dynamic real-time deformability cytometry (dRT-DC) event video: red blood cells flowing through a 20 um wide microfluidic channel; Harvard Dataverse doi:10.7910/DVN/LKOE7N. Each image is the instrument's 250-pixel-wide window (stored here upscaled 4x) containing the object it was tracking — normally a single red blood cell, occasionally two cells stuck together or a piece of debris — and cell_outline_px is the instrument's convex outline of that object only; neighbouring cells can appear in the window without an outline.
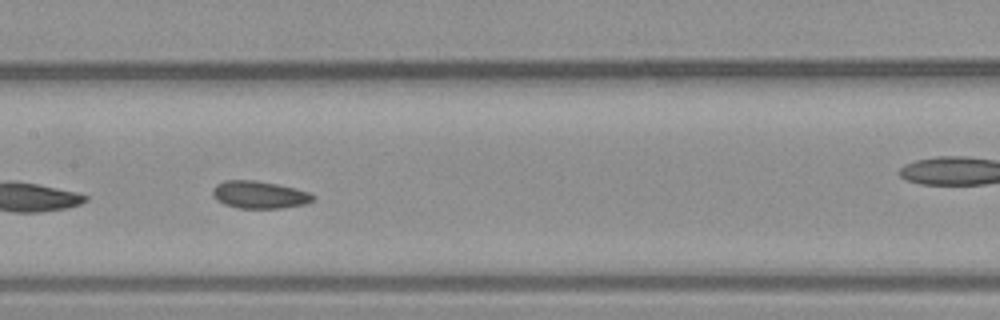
{"species": "common noctule bat (a hibernating species)", "species_latin": "Nyctalus noctula", "temperature_condition": "warm", "stored_images_in_passage": 29, "camera_frame_rate_fps": 3000, "um_per_image_px": 0.085, "animal": {"sex": "male", "body_mass_g": 23.1, "forearm_length_mm": 52.7}, "frame": {"image": 1, "passage_image": 21, "time_ms": 6.667, "image_size_px": [1000, 320], "cell_outline_px": [[316, 196], [308, 204], [284, 208], [236, 208], [224, 204], [216, 200], [212, 196], [212, 188], [216, 184], [224, 180], [256, 180], [296, 188], [312, 192]], "centroid_in_image_um": [22.06, 16.55], "position_along_channel_um": 185.3, "area_um2": 16.42}}